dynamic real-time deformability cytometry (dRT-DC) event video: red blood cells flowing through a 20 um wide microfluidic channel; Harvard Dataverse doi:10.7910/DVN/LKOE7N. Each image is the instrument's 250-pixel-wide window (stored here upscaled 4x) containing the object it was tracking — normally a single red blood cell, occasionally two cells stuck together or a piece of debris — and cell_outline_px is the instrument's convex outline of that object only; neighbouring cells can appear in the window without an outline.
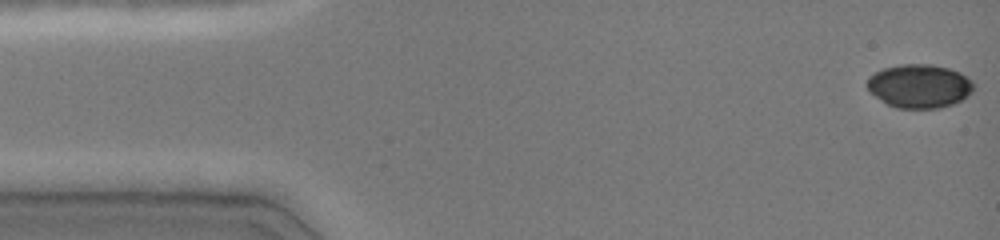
{"species": "common noctule bat (a hibernating species)", "species_latin": "Nyctalus noctula", "temperature_condition": "cold", "stored_images_in_passage": 47, "camera_frame_rate_fps": 3000, "um_per_image_px": 0.085, "animal": {"sex": "female", "body_mass_g": 19.0, "forearm_length_mm": 51.5}, "frame": {"image": 1, "passage_image": 1, "time_ms": 0.0, "image_size_px": [1000, 240], "cell_outline_px": [[976, 84], [972, 92], [968, 96], [952, 104], [940, 108], [896, 108], [880, 100], [864, 84], [868, 76], [884, 68], [900, 64], [932, 64], [948, 68], [960, 72], [972, 80]], "centroid_in_image_um": [78.16, 7.31], "position_along_channel_um": 6.8, "area_um2": 27.28}}
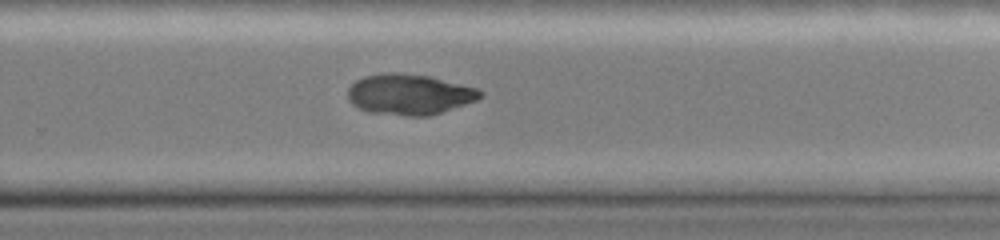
{"frame": {"image": 2, "passage_image": 31, "time_ms": 10.0, "image_size_px": [1000, 240], "cell_outline_px": [[484, 96], [476, 100], [428, 116], [408, 116], [372, 112], [356, 108], [348, 100], [348, 88], [356, 80], [364, 76], [384, 72], [400, 72], [428, 76], [476, 88], [484, 92]], "centroid_in_image_um": [34.75, 8.01], "position_along_channel_um": 295.0, "area_um2": 31.27}}
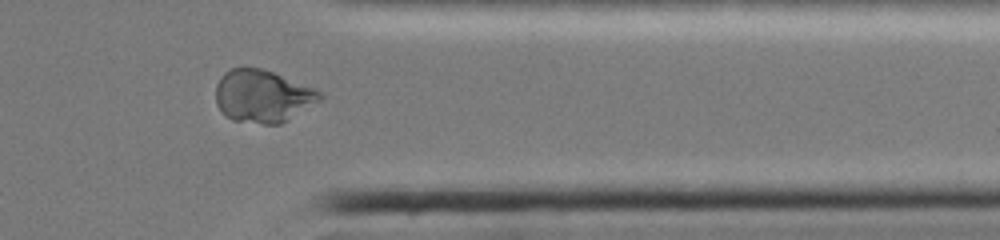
{"frame": {"image": 3, "passage_image": 38, "time_ms": 12.333, "image_size_px": [1000, 240], "cell_outline_px": [[324, 96], [320, 100], [280, 124], [264, 124], [232, 120], [224, 116], [216, 104], [216, 84], [220, 76], [224, 72], [232, 68], [260, 68], [272, 72], [316, 88]], "centroid_in_image_um": [22.29, 8.17], "position_along_channel_um": 389.1, "area_um2": 31.85}}